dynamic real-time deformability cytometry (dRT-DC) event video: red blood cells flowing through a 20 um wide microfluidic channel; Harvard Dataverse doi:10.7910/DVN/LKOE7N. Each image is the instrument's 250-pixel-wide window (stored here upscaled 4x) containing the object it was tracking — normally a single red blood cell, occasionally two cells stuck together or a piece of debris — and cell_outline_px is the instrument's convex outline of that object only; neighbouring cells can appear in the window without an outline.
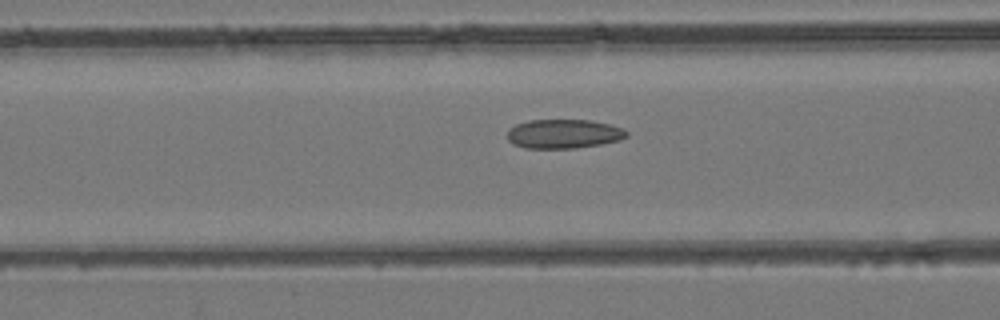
{"species": "common noctule bat (a hibernating species)", "species_latin": "Nyctalus noctula", "temperature_condition": "room temperature", "stored_images_in_passage": 43, "camera_frame_rate_fps": 3000, "um_per_image_px": 0.085, "animal": {"sex": "female", "body_mass_g": 24.6, "forearm_length_mm": 56.2}, "frame": {"image": 1, "passage_image": 13, "time_ms": 4.0, "image_size_px": [1000, 320], "cell_outline_px": [[628, 136], [620, 140], [600, 144], [576, 148], [524, 148], [512, 144], [508, 140], [508, 128], [516, 124], [528, 120], [588, 120], [608, 124], [620, 128], [628, 132]], "centroid_in_image_um": [47.87, 11.38], "position_along_channel_um": 118.7, "area_um2": 20.23}}
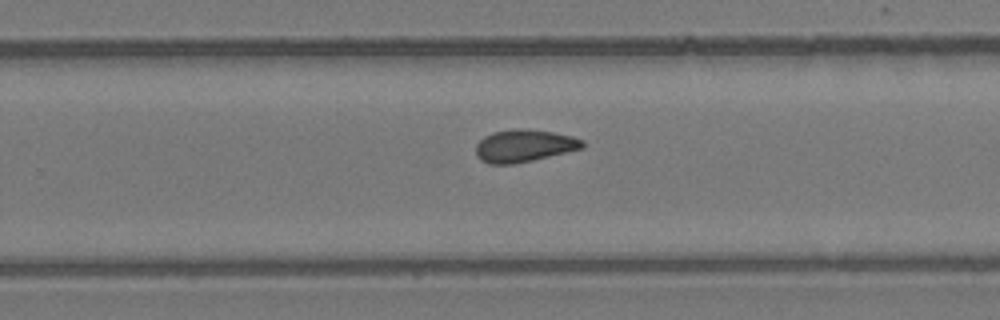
{"frame": {"image": 2, "passage_image": 25, "time_ms": 8.0, "image_size_px": [1000, 320], "cell_outline_px": [[584, 148], [532, 160], [512, 164], [488, 164], [480, 160], [476, 156], [476, 144], [484, 136], [492, 132], [552, 132], [572, 136], [584, 140]], "centroid_in_image_um": [44.54, 12.45], "position_along_channel_um": 285.3, "area_um2": 19.25}}
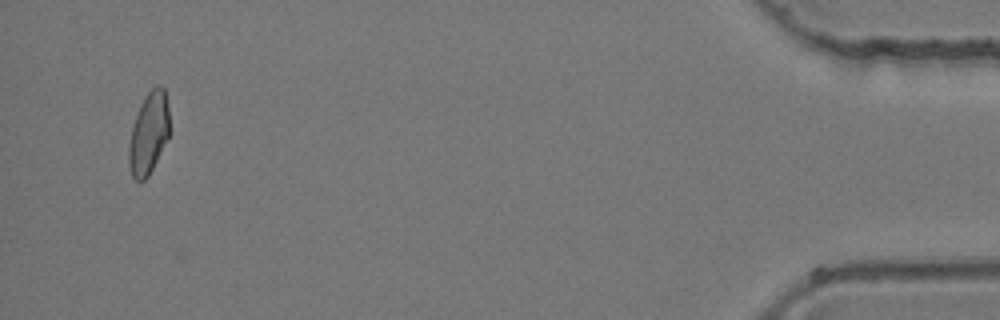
{"frame": {"image": 3, "passage_image": 41, "time_ms": 13.333, "image_size_px": [1000, 320], "cell_outline_px": [[168, 136], [148, 176], [144, 180], [136, 180], [132, 176], [128, 164], [128, 148], [132, 128], [140, 104], [144, 96], [152, 88], [164, 88], [168, 108]], "centroid_in_image_um": [12.61, 11.35], "position_along_channel_um": 422.6, "area_um2": 18.79}}